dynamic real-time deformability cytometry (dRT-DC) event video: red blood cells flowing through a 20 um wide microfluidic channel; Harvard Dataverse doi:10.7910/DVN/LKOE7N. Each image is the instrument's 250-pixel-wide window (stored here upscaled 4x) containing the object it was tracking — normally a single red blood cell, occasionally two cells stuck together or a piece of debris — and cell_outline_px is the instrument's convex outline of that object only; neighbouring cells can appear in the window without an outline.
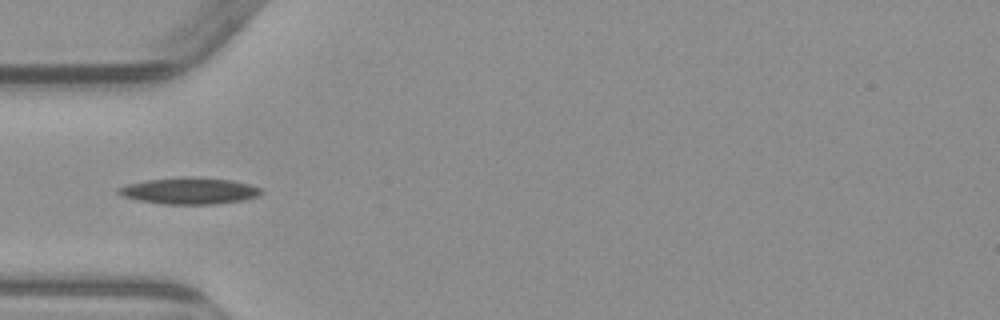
{"species": "common noctule bat (a hibernating species)", "species_latin": "Nyctalus noctula", "temperature_condition": "warm", "stored_images_in_passage": 6, "camera_frame_rate_fps": 3000, "um_per_image_px": 0.085, "animal": {"sex": "male", "body_mass_g": 23.1, "forearm_length_mm": 52.7}, "frame": {"image": 1, "passage_image": 3, "time_ms": 2.333, "image_size_px": [1000, 320], "cell_outline_px": [[264, 192], [260, 196], [244, 200], [216, 204], [164, 204], [140, 200], [124, 196], [116, 192], [116, 188], [128, 184], [148, 180], [184, 176], [188, 176], [232, 180], [248, 184], [260, 188]], "centroid_in_image_um": [16.14, 16.22], "position_along_channel_um": 68.9, "area_um2": 22.08}}
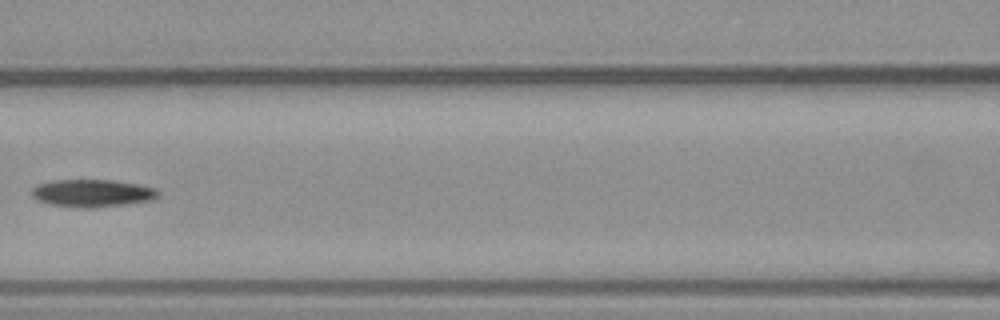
{"frame": {"image": 2, "passage_image": 5, "time_ms": 4.667, "image_size_px": [1000, 320], "cell_outline_px": [[160, 192], [152, 200], [96, 208], [80, 208], [48, 204], [36, 200], [32, 196], [32, 188], [36, 184], [52, 180], [112, 180], [140, 184], [156, 188]], "centroid_in_image_um": [7.81, 16.42], "position_along_channel_um": 158.8, "area_um2": 20.52}}
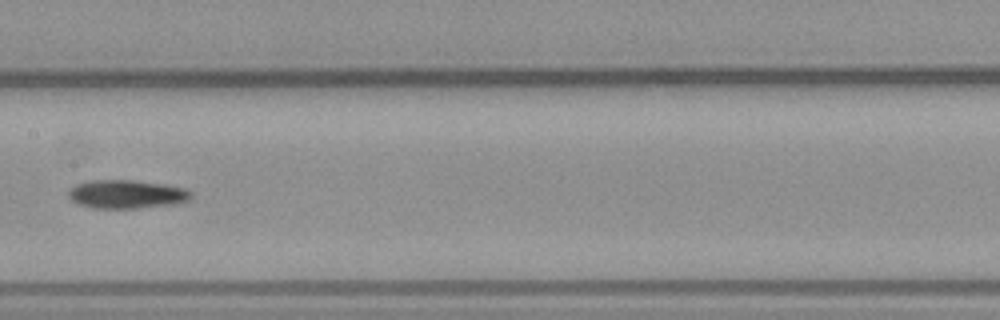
{"frame": {"image": 3, "passage_image": 6, "time_ms": 5.667, "image_size_px": [1000, 320], "cell_outline_px": [[192, 196], [188, 200], [176, 204], [136, 208], [92, 208], [80, 204], [72, 200], [68, 196], [68, 192], [76, 184], [92, 180], [132, 180], [164, 184], [188, 188], [192, 192]], "centroid_in_image_um": [10.81, 16.5], "position_along_channel_um": 196.6, "area_um2": 20.4}}